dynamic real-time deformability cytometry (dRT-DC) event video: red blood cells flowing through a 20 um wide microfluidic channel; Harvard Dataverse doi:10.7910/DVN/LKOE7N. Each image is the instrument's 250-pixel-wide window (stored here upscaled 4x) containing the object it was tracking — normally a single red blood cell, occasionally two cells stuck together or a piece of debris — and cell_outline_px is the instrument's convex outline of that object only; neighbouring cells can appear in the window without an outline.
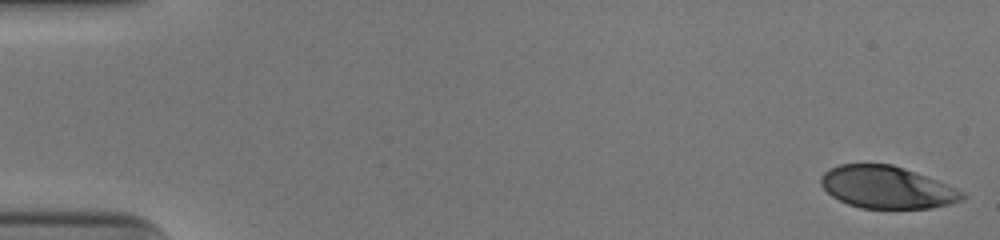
{"species": "human", "species_latin": "Homo sapiens", "temperature_condition": "cold", "stored_images_in_passage": 52, "camera_frame_rate_fps": 3000, "um_per_image_px": 0.085, "donor": {"sex": "male"}, "frame": {"image": 1, "passage_image": 1, "time_ms": 0.0, "image_size_px": [1000, 240], "cell_outline_px": [[968, 196], [964, 200], [948, 204], [928, 208], [860, 208], [848, 204], [832, 196], [820, 184], [820, 176], [828, 168], [840, 164], [892, 164], [904, 168], [936, 180], [956, 188], [964, 192]], "centroid_in_image_um": [75.37, 15.92], "position_along_channel_um": 9.6, "area_um2": 34.74}}
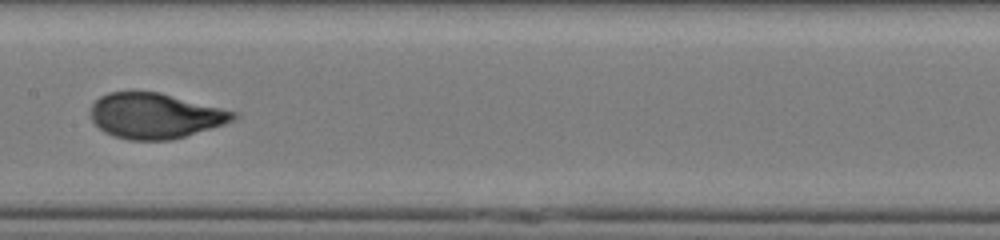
{"frame": {"image": 2, "passage_image": 27, "time_ms": 8.667, "image_size_px": [1000, 240], "cell_outline_px": [[240, 116], [224, 124], [172, 140], [128, 140], [112, 136], [104, 132], [92, 120], [92, 104], [100, 96], [108, 92], [160, 92], [240, 112]], "centroid_in_image_um": [13.22, 9.84], "position_along_channel_um": 194.2, "area_um2": 37.86}}
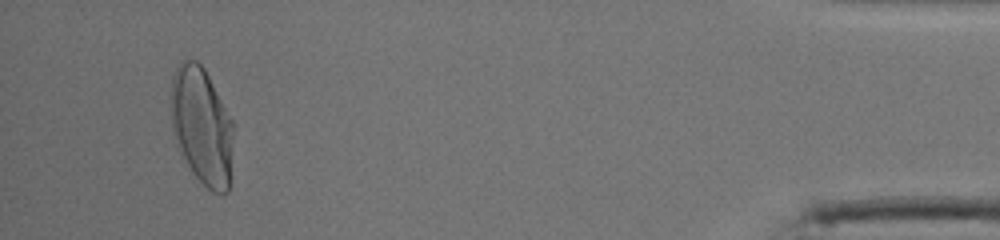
{"frame": {"image": 3, "passage_image": 49, "time_ms": 16.0, "image_size_px": [1000, 240], "cell_outline_px": [[236, 124], [228, 192], [212, 192], [192, 172], [176, 144], [172, 132], [172, 80], [176, 68], [180, 60], [196, 60], [204, 68]], "centroid_in_image_um": [17.2, 10.7], "position_along_channel_um": 418.0, "area_um2": 43.06}, "authors_computed_cell_mechanics": {"area_um2": 37.9168, "velocity_mm_per_s": 3.958, "shape_relaxation_time_tau1_ms": 4.723, "shape_relaxation_time_tau2_ms": null, "deformation_change_tau1": 0.2273, "deformation_change_tau2": null}}